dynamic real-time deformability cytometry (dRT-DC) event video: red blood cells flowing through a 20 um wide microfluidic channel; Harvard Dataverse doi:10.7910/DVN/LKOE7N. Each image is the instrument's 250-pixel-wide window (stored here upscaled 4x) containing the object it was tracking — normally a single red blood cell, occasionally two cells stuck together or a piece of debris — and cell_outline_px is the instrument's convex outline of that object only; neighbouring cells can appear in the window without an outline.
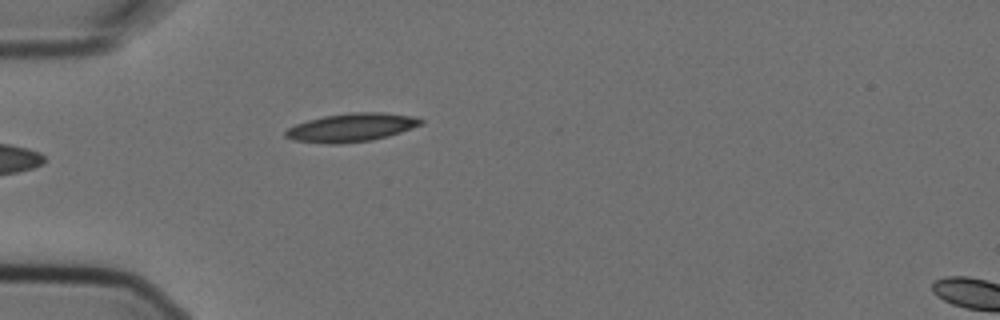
{"species": "Egyptian fruit bat (a non-hibernating species)", "species_latin": "Rousettus aegyptiacus", "temperature_condition": "cold", "stored_images_in_passage": 4, "camera_frame_rate_fps": 3000, "um_per_image_px": 0.085, "animal": {"sex": "female"}, "frame": {"image": 1, "passage_image": 4, "time_ms": 1.0, "image_size_px": [1000, 320], "cell_outline_px": [[424, 124], [388, 136], [372, 140], [336, 144], [328, 144], [292, 140], [284, 136], [284, 132], [288, 128], [296, 124], [308, 120], [324, 116], [352, 112], [384, 112], [412, 116], [424, 120]], "centroid_in_image_um": [29.87, 10.83], "position_along_channel_um": 55.1, "area_um2": 22.43}}